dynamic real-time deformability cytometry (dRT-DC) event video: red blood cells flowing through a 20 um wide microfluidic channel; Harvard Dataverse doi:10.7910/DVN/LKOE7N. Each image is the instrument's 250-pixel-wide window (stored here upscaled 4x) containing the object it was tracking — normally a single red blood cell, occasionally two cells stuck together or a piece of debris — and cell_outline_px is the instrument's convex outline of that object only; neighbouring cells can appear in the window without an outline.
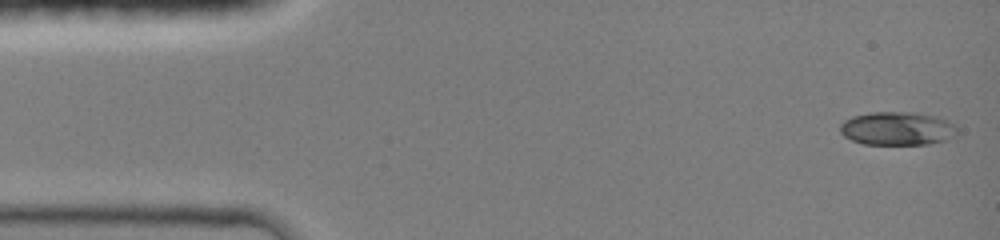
{"species": "common noctule bat (a hibernating species)", "species_latin": "Nyctalus noctula", "temperature_condition": "room temperature", "stored_images_in_passage": 45, "camera_frame_rate_fps": 3000, "um_per_image_px": 0.085, "animal": {"sex": "female", "body_mass_g": 19.0, "forearm_length_mm": 51.5}, "frame": {"image": 1, "passage_image": 1, "time_ms": 0.0, "image_size_px": [1000, 240], "cell_outline_px": [[956, 136], [948, 140], [928, 144], [864, 144], [852, 140], [844, 136], [840, 132], [840, 124], [844, 120], [852, 116], [872, 112], [912, 112], [936, 116], [948, 120], [956, 128]], "centroid_in_image_um": [76.27, 10.92], "position_along_channel_um": 8.7, "area_um2": 22.89}}
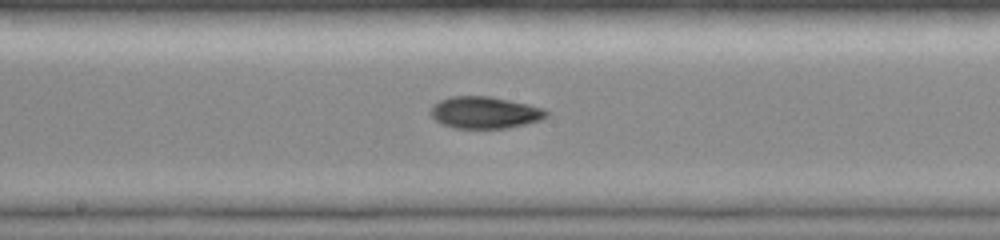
{"frame": {"image": 2, "passage_image": 23, "time_ms": 7.333, "image_size_px": [1000, 240], "cell_outline_px": [[548, 116], [540, 120], [508, 128], [456, 128], [440, 124], [428, 112], [432, 104], [440, 100], [452, 96], [488, 96], [528, 104], [544, 108], [548, 112]], "centroid_in_image_um": [41.17, 9.56], "position_along_channel_um": 207.0, "area_um2": 21.56}}
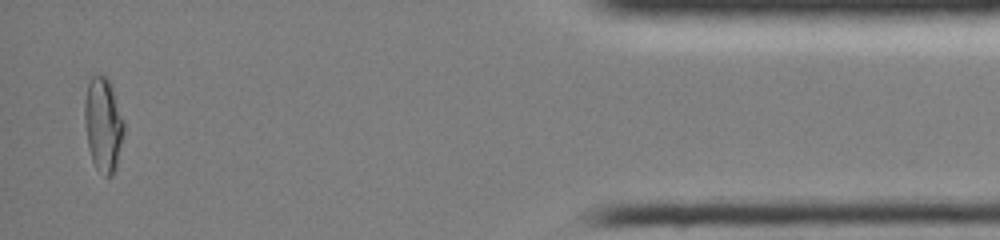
{"frame": {"image": 3, "passage_image": 43, "time_ms": 14.0, "image_size_px": [1000, 240], "cell_outline_px": [[124, 132], [116, 168], [112, 176], [104, 176], [96, 168], [92, 160], [88, 148], [84, 120], [84, 100], [88, 84], [92, 76], [104, 76], [112, 84], [124, 120]], "centroid_in_image_um": [8.78, 10.6], "position_along_channel_um": 426.4, "area_um2": 21.79}, "authors_computed_cell_mechanics": {"area_um2": 20.8658, "velocity_mm_per_s": 4.2165, "shape_relaxation_time_tau1_ms": null, "shape_relaxation_time_tau2_ms": 2.5313, "deformation_change_tau1": null, "deformation_change_tau2": 0.0465}}